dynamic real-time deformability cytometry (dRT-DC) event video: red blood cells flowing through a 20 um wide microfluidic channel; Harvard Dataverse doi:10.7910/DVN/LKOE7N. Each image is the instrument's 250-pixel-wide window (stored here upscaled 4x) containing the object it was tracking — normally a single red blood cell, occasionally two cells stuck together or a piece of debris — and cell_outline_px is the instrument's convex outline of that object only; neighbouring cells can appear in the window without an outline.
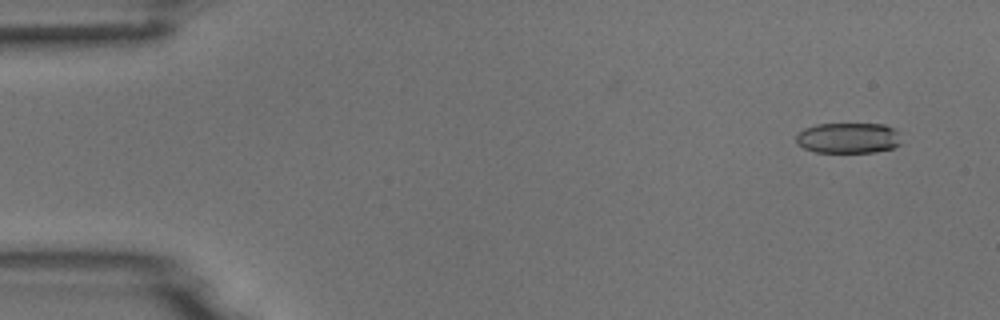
{"species": "common noctule bat (a hibernating species)", "species_latin": "Nyctalus noctula", "temperature_condition": "room temperature", "stored_images_in_passage": 4, "camera_frame_rate_fps": 3000, "um_per_image_px": 0.085, "animal": {"sex": "male", "body_mass_g": 18.8}, "frame": {"image": 1, "passage_image": 1, "time_ms": 0.0, "image_size_px": [1000, 320], "cell_outline_px": [[900, 144], [892, 148], [876, 152], [816, 152], [804, 148], [796, 144], [796, 136], [804, 128], [816, 124], [884, 124], [900, 132]], "centroid_in_image_um": [72.11, 11.73], "position_along_channel_um": 12.9, "area_um2": 18.84}}
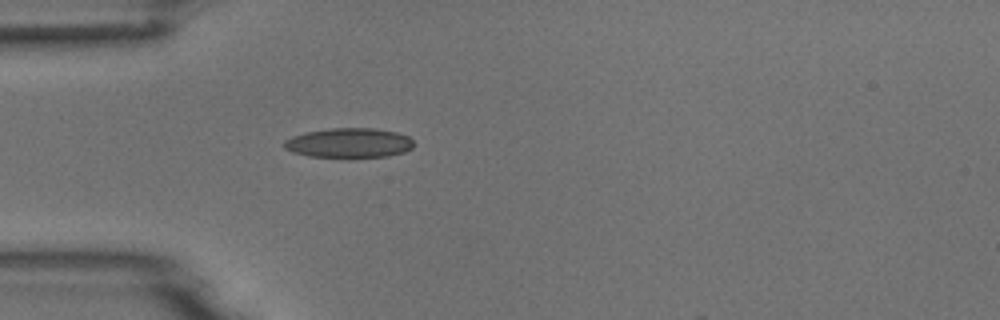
{"frame": {"image": 2, "passage_image": 4, "time_ms": 1.0, "image_size_px": [1000, 320], "cell_outline_px": [[412, 148], [404, 152], [388, 156], [352, 160], [308, 156], [292, 152], [284, 148], [284, 140], [292, 136], [304, 132], [332, 128], [376, 128], [396, 132], [408, 136], [412, 140]], "centroid_in_image_um": [29.65, 12.19], "position_along_channel_um": 55.4, "area_um2": 23.29}}